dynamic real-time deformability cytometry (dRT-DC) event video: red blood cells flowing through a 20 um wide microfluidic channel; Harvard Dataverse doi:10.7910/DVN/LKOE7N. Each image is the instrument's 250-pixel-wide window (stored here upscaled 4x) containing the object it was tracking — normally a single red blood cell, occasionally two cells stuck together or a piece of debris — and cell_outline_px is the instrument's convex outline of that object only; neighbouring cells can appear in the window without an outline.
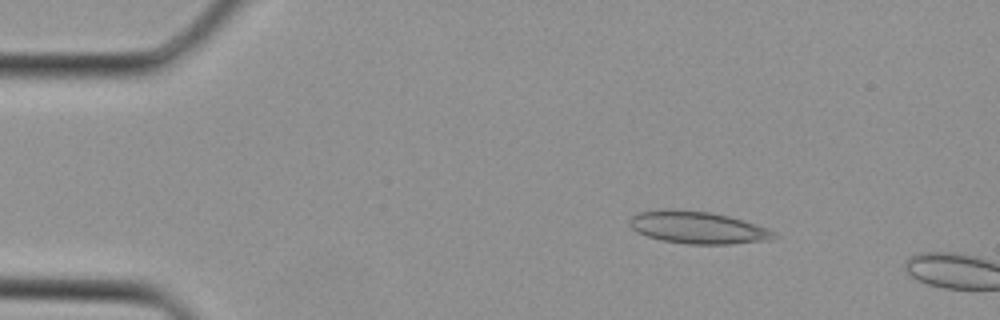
{"species": "Egyptian fruit bat (a non-hibernating species)", "species_latin": "Rousettus aegyptiacus", "temperature_condition": "cold", "stored_images_in_passage": 3, "camera_frame_rate_fps": 3000, "um_per_image_px": 0.085, "animal": {"sex": "female"}, "frame": {"image": 1, "passage_image": 1, "time_ms": 0.0, "image_size_px": [1000, 320], "cell_outline_px": [[780, 236], [768, 240], [728, 244], [688, 244], [660, 240], [636, 232], [628, 224], [628, 220], [636, 212], [660, 208], [672, 208], [712, 212], [744, 220], [768, 228], [776, 232]], "centroid_in_image_um": [59.27, 19.32], "position_along_channel_um": 25.7, "area_um2": 27.69}}